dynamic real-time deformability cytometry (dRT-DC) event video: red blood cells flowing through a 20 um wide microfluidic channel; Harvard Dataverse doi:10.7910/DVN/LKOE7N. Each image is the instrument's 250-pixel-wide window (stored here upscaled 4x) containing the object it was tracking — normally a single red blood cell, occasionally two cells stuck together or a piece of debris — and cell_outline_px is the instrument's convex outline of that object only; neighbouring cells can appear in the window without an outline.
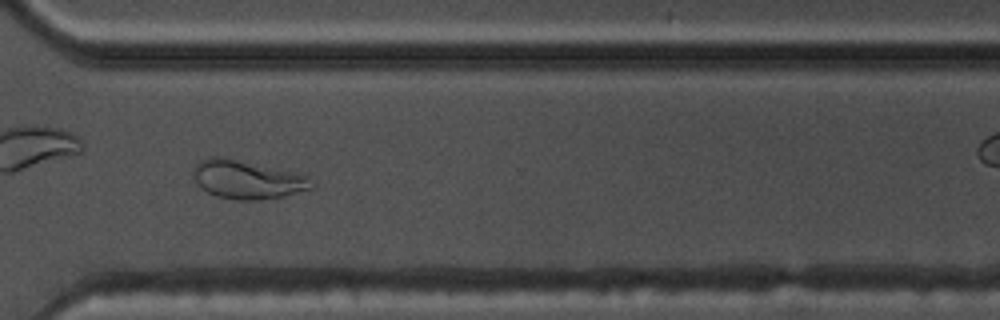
{"species": "common noctule bat (a hibernating species)", "species_latin": "Nyctalus noctula", "temperature_condition": "warm", "stored_images_in_passage": 53, "camera_frame_rate_fps": 3000, "um_per_image_px": 0.085, "animal": {"sex": "male", "body_mass_g": 17.5, "forearm_length_mm": 52.3}, "frame": {"image": 1, "passage_image": 38, "time_ms": 12.333, "image_size_px": [1000, 320], "cell_outline_px": [[316, 188], [284, 196], [256, 200], [236, 200], [216, 196], [200, 188], [192, 172], [192, 168], [200, 160], [208, 156], [224, 156], [308, 176], [316, 184]], "centroid_in_image_um": [21.01, 15.26], "position_along_channel_um": 349.6, "area_um2": 26.76}, "authors_computed_cell_mechanics": {"area_um2": 26.3568, "velocity_mm_per_s": 3.8112, "shape_relaxation_time_tau1_ms": null, "shape_relaxation_time_tau2_ms": 1.593, "deformation_change_tau1": null, "deformation_change_tau2": 0.077}}